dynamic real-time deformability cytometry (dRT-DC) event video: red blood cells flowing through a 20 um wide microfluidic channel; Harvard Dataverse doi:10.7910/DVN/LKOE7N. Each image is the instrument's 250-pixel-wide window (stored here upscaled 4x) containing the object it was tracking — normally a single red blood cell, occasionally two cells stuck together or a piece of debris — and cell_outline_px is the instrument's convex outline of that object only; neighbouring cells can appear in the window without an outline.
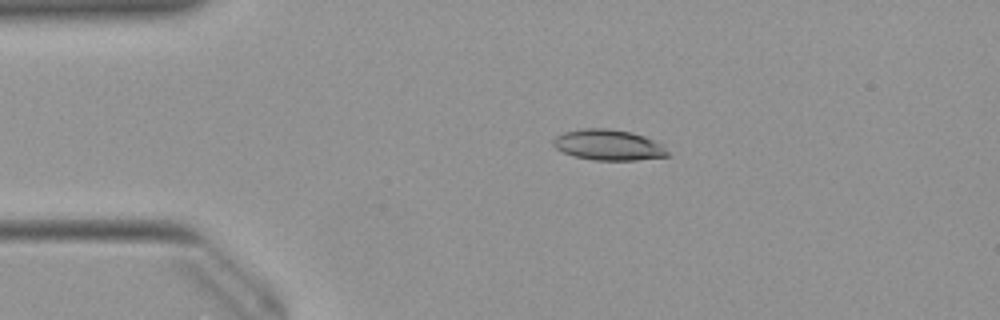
{"species": "Egyptian fruit bat (a non-hibernating species)", "species_latin": "Rousettus aegyptiacus", "temperature_condition": "warm", "stored_images_in_passage": 51, "camera_frame_rate_fps": 3000, "um_per_image_px": 0.085, "animal": {"sex": "female"}, "frame": {"image": 1, "passage_image": 10, "time_ms": 3.0, "image_size_px": [1000, 320], "cell_outline_px": [[672, 156], [636, 160], [596, 160], [572, 156], [556, 148], [552, 144], [552, 140], [556, 136], [564, 132], [580, 128], [604, 128], [632, 132], [644, 136], [664, 144]], "centroid_in_image_um": [51.76, 12.32], "position_along_channel_um": 33.2, "area_um2": 20.75}}
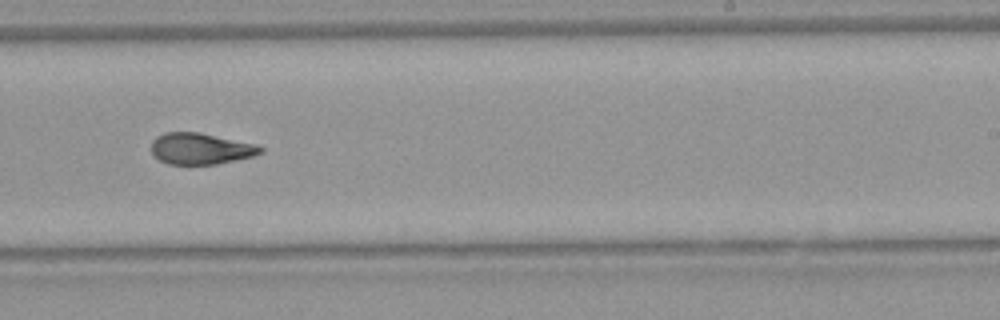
{"frame": {"image": 2, "passage_image": 31, "time_ms": 10.0, "image_size_px": [1000, 320], "cell_outline_px": [[264, 152], [252, 156], [236, 160], [216, 164], [168, 164], [160, 160], [152, 152], [152, 140], [156, 136], [164, 132], [200, 132], [256, 144], [264, 148]], "centroid_in_image_um": [17.07, 12.63], "position_along_channel_um": 271.9, "area_um2": 19.94}}
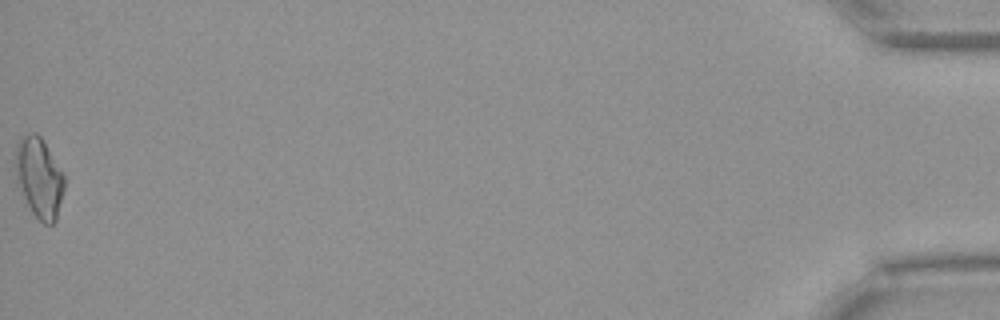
{"frame": {"image": 3, "passage_image": 51, "time_ms": 16.667, "image_size_px": [1000, 320], "cell_outline_px": [[64, 188], [56, 220], [52, 224], [44, 224], [32, 212], [16, 184], [12, 156], [16, 144], [20, 136], [32, 132], [36, 132], [40, 136], [64, 172]], "centroid_in_image_um": [3.27, 15.04], "position_along_channel_um": 431.9, "area_um2": 23.47}, "authors_computed_cell_mechanics": {"area_um2": 20.6924, "velocity_mm_per_s": 3.9887, "shape_relaxation_time_tau1_ms": 10.4595, "shape_relaxation_time_tau2_ms": 2.4577, "deformation_change_tau1": 0.2538, "deformation_change_tau2": 0.0953}}